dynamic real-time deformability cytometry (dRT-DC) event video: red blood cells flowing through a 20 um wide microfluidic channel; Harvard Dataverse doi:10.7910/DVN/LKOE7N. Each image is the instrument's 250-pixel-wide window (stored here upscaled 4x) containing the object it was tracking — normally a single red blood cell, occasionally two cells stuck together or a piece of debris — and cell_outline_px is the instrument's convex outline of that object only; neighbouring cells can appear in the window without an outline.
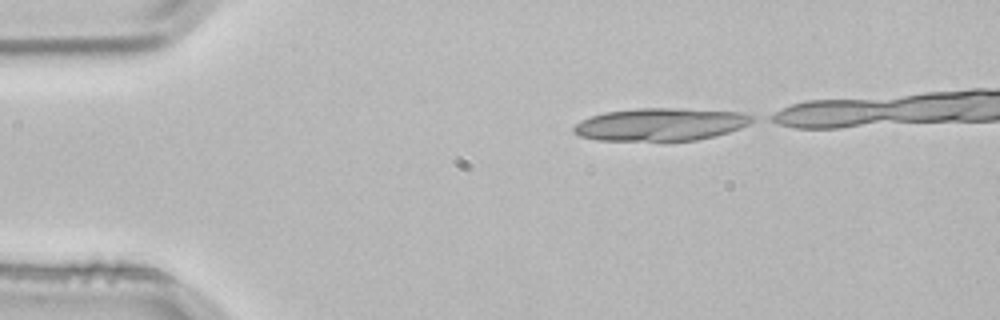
{"species": "common noctule bat (a hibernating species)", "species_latin": "Nyctalus noctula", "temperature_condition": "room temperature", "stored_images_in_passage": 3, "camera_frame_rate_fps": 3000, "um_per_image_px": 0.085, "animal": {"sex": "male", "body_mass_g": 21.5, "forearm_length_mm": 52.0}, "frame": {"image": 1, "passage_image": 1, "time_ms": 0.0, "image_size_px": [1000, 320], "cell_outline_px": [[756, 120], [740, 128], [728, 132], [696, 140], [596, 140], [580, 136], [572, 132], [572, 128], [576, 124], [592, 116], [604, 112], [632, 108], [684, 108], [740, 112], [752, 116]], "centroid_in_image_um": [56.14, 10.56], "position_along_channel_um": 28.9, "area_um2": 33.87}}